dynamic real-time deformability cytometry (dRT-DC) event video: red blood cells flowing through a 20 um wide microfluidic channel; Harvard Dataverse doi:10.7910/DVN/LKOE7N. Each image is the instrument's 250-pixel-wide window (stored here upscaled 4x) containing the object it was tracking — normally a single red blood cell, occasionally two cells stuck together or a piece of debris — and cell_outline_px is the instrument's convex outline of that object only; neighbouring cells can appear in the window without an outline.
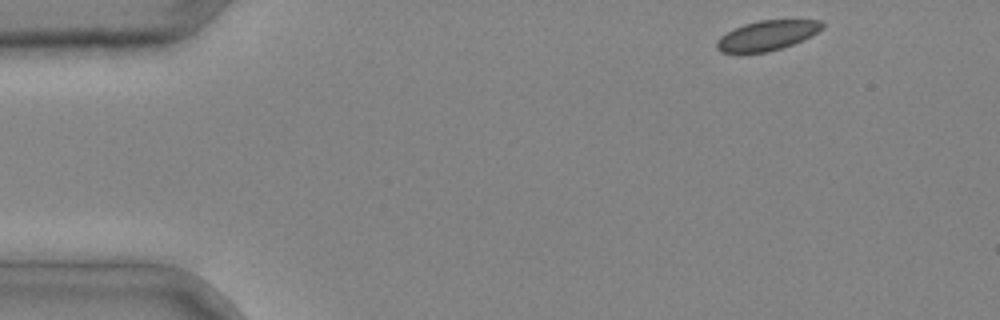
{"species": "common noctule bat (a hibernating species)", "species_latin": "Nyctalus noctula", "temperature_condition": "cold", "stored_images_in_passage": 4, "camera_frame_rate_fps": 3000, "um_per_image_px": 0.085, "animal": {"sex": "male", "body_mass_g": 20.4}, "frame": {"image": 1, "passage_image": 1, "time_ms": 0.0, "image_size_px": [1000, 320], "cell_outline_px": [[824, 28], [792, 44], [768, 52], [720, 52], [716, 48], [716, 40], [720, 36], [732, 28], [744, 24], [760, 20], [820, 20], [824, 24]], "centroid_in_image_um": [65.15, 3.0], "position_along_channel_um": 19.9, "area_um2": 18.15}}